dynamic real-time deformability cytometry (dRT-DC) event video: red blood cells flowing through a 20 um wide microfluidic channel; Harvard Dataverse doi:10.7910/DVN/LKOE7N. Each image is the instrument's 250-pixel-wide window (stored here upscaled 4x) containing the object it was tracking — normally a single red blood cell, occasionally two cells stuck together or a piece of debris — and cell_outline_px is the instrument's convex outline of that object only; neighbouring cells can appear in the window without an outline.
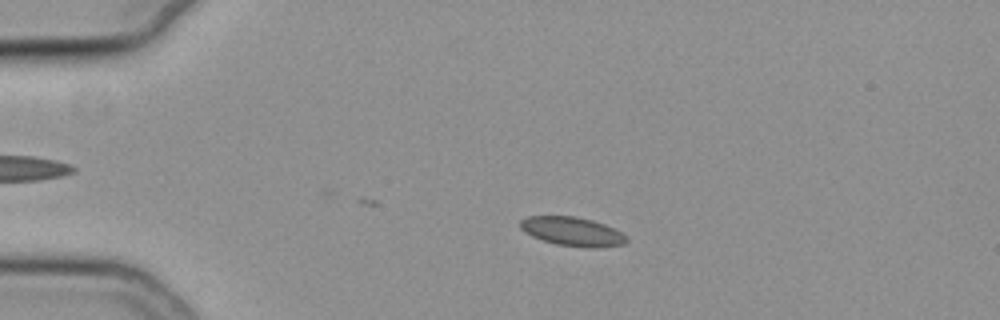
{"species": "common noctule bat (a hibernating species)", "species_latin": "Nyctalus noctula", "temperature_condition": "cold", "stored_images_in_passage": 10, "camera_frame_rate_fps": 3000, "um_per_image_px": 0.085, "animal": {"sex": "female", "body_mass_g": 19.3, "forearm_length_mm": 54.1}, "frame": {"image": 1, "passage_image": 3, "time_ms": 0.667, "image_size_px": [1000, 320], "cell_outline_px": [[628, 240], [624, 244], [596, 248], [588, 248], [556, 244], [532, 236], [524, 232], [520, 228], [520, 220], [528, 216], [576, 216], [592, 220], [604, 224], [628, 236]], "centroid_in_image_um": [48.65, 19.68], "position_along_channel_um": 36.3, "area_um2": 17.92}}
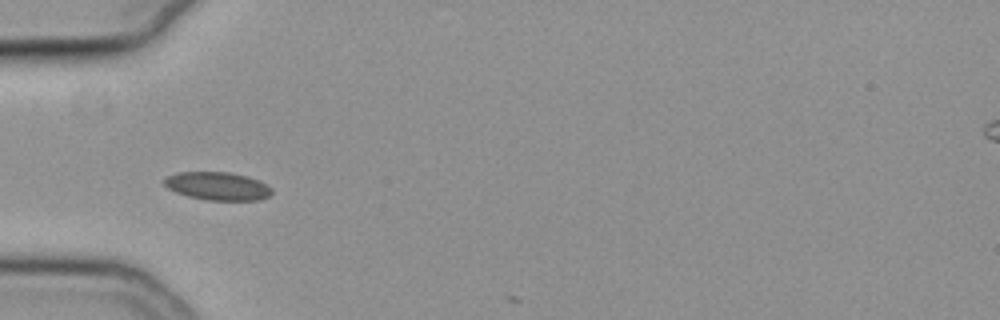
{"frame": {"image": 2, "passage_image": 9, "time_ms": 2.667, "image_size_px": [1000, 320], "cell_outline_px": [[272, 192], [268, 196], [260, 200], [208, 200], [188, 196], [176, 192], [168, 188], [164, 184], [164, 180], [168, 176], [180, 172], [232, 172], [248, 176], [260, 180], [268, 184], [272, 188]], "centroid_in_image_um": [18.55, 15.81], "position_along_channel_um": 66.5, "area_um2": 17.69}}